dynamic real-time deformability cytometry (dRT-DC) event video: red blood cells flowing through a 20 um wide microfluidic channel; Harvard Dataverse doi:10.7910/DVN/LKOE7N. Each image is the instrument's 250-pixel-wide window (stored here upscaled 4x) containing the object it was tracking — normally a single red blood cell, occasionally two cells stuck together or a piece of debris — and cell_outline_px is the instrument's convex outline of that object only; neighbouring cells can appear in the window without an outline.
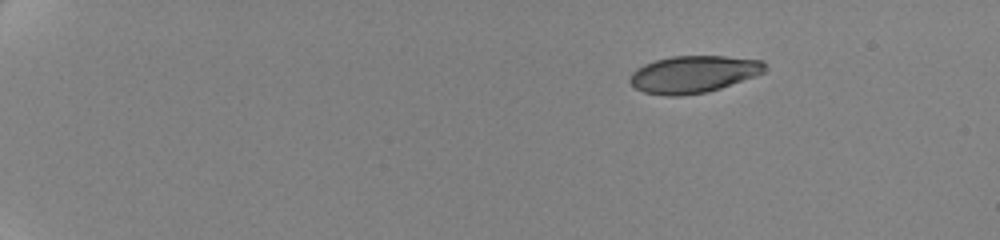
{"species": "human", "species_latin": "Homo sapiens", "temperature_condition": "cold", "stored_images_in_passage": 12, "camera_frame_rate_fps": 3000, "um_per_image_px": 0.085, "donor": {"sex": "female"}, "frame": {"image": 1, "passage_image": 1, "time_ms": 0.0, "image_size_px": [1000, 240], "cell_outline_px": [[768, 68], [764, 72], [756, 76], [708, 92], [676, 96], [672, 96], [644, 92], [636, 88], [628, 80], [632, 72], [636, 68], [644, 64], [656, 60], [672, 56], [724, 56], [760, 60]], "centroid_in_image_um": [58.94, 6.3], "position_along_channel_um": 26.1, "area_um2": 29.07}}
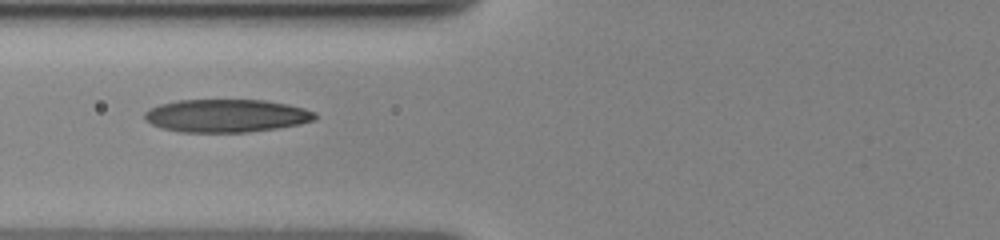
{"frame": {"image": 2, "passage_image": 9, "time_ms": 6.0, "image_size_px": [1000, 240], "cell_outline_px": [[316, 120], [300, 124], [276, 128], [248, 132], [180, 132], [160, 128], [144, 120], [144, 112], [148, 108], [160, 104], [176, 100], [264, 100], [288, 104], [304, 108], [316, 112]], "centroid_in_image_um": [19.22, 9.83], "position_along_channel_um": 106.6, "area_um2": 33.0}}
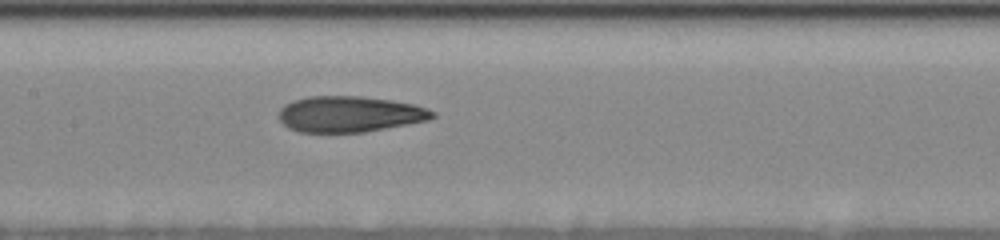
{"frame": {"image": 3, "passage_image": 12, "time_ms": 8.0, "image_size_px": [1000, 240], "cell_outline_px": [[436, 116], [428, 120], [408, 124], [364, 132], [300, 132], [288, 128], [280, 120], [280, 108], [284, 104], [292, 100], [308, 96], [360, 96], [392, 100], [416, 104], [428, 108], [436, 112]], "centroid_in_image_um": [29.74, 9.69], "position_along_channel_um": 177.7, "area_um2": 32.37}}